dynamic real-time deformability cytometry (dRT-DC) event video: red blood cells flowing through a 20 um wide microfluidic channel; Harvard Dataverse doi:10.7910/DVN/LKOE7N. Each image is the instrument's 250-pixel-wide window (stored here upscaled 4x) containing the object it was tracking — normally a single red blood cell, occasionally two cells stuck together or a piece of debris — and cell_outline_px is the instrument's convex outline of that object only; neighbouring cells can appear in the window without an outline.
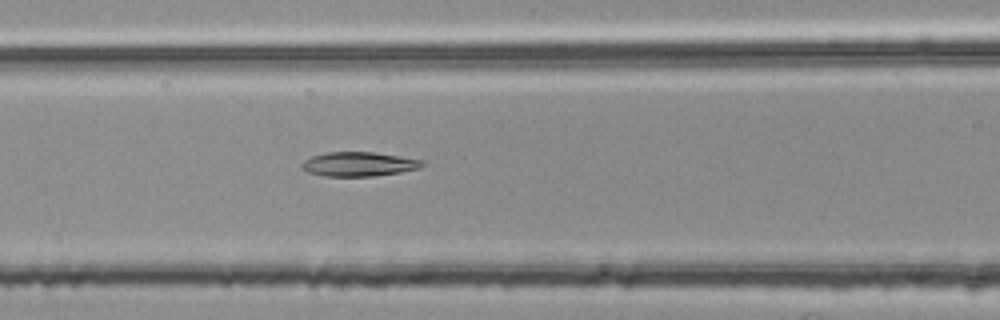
{"species": "common noctule bat (a hibernating species)", "species_latin": "Nyctalus noctula", "temperature_condition": "room temperature", "stored_images_in_passage": 46, "camera_frame_rate_fps": 3000, "um_per_image_px": 0.085, "animal": {"sex": "female", "body_mass_g": 25.1}, "frame": {"image": 1, "passage_image": 18, "time_ms": 5.667, "image_size_px": [1000, 320], "cell_outline_px": [[424, 164], [420, 168], [400, 172], [372, 176], [324, 176], [308, 172], [300, 168], [300, 164], [304, 160], [312, 156], [324, 152], [372, 152], [400, 156], [424, 160]], "centroid_in_image_um": [30.47, 13.94], "position_along_channel_um": 136.1, "area_um2": 17.11}}
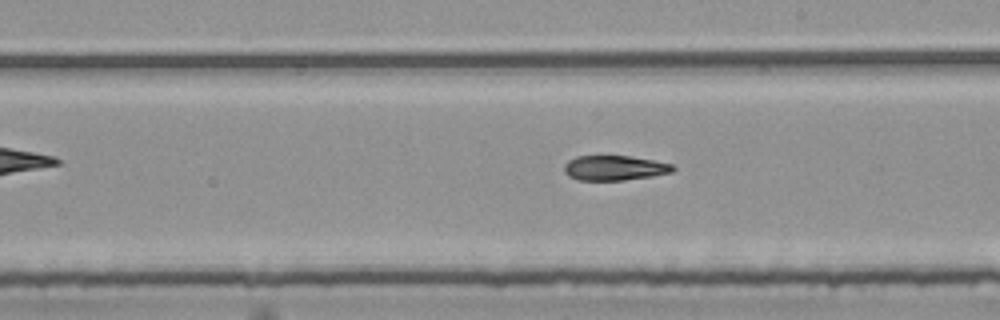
{"frame": {"image": 2, "passage_image": 26, "time_ms": 8.333, "image_size_px": [1000, 320], "cell_outline_px": [[676, 168], [672, 172], [652, 176], [624, 180], [580, 180], [568, 176], [564, 172], [564, 164], [568, 160], [576, 156], [628, 156], [652, 160], [672, 164]], "centroid_in_image_um": [52.21, 14.27], "position_along_channel_um": 236.8, "area_um2": 15.72}}
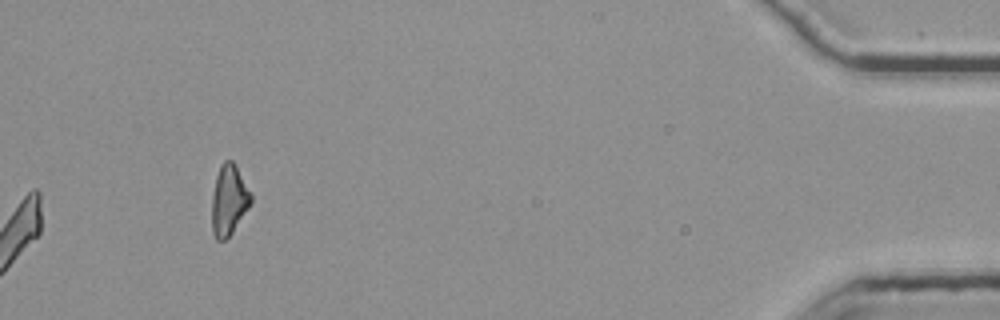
{"frame": {"image": 3, "passage_image": 46, "time_ms": 15.0, "image_size_px": [1000, 320], "cell_outline_px": [[252, 200], [248, 208], [232, 232], [224, 240], [216, 240], [212, 232], [212, 196], [216, 176], [220, 164], [224, 160], [232, 160], [252, 196]], "centroid_in_image_um": [19.43, 17.01], "position_along_channel_um": 415.8, "area_um2": 15.72}, "authors_computed_cell_mechanics": {"area_um2": 16.9065, "velocity_mm_per_s": 3.788, "shape_relaxation_time_tau1_ms": 6.6003, "shape_relaxation_time_tau2_ms": 3.5756, "deformation_change_tau1": 0.2028, "deformation_change_tau2": 0.1205}}